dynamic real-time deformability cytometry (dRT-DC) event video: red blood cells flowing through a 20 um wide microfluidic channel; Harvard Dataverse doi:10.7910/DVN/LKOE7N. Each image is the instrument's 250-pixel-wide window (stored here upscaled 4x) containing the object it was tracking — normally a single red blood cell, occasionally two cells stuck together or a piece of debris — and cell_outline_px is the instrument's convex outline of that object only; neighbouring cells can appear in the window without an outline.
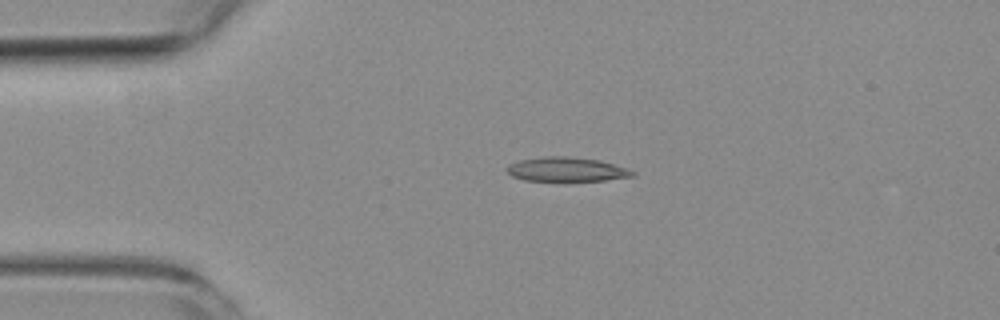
{"species": "common noctule bat (a hibernating species)", "species_latin": "Nyctalus noctula", "temperature_condition": "room temperature", "stored_images_in_passage": 3, "camera_frame_rate_fps": 3000, "um_per_image_px": 0.085, "animal": {"sex": "female", "body_mass_g": 19.3, "forearm_length_mm": 54.1}, "frame": {"image": 1, "passage_image": 2, "time_ms": 3.0, "image_size_px": [1000, 320], "cell_outline_px": [[636, 176], [604, 180], [524, 180], [512, 176], [508, 172], [508, 164], [520, 160], [544, 156], [568, 156], [600, 160], [628, 168], [636, 172]], "centroid_in_image_um": [48.2, 14.38], "position_along_channel_um": 36.8, "area_um2": 17.63}}